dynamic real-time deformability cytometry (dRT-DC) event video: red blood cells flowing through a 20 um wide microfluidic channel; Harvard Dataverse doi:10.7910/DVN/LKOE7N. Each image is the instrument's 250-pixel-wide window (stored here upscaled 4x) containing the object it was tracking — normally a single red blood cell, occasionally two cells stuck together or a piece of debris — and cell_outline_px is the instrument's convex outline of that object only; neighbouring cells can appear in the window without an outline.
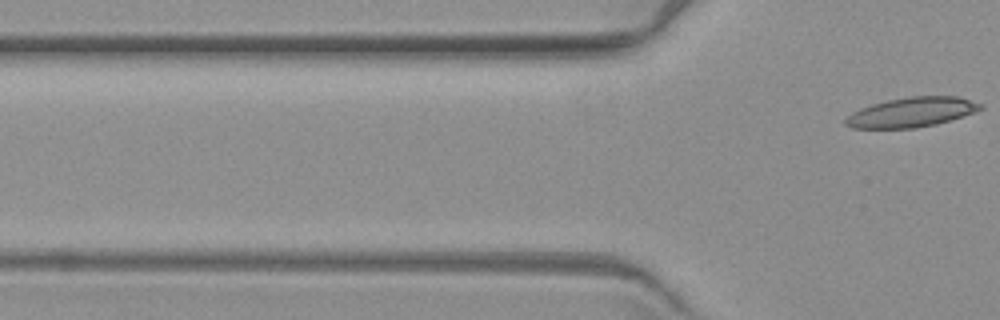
{"species": "common noctule bat (a hibernating species)", "species_latin": "Nyctalus noctula", "temperature_condition": "warm", "stored_images_in_passage": 6, "camera_frame_rate_fps": 3000, "um_per_image_px": 0.085, "animal": {"sex": "female", "body_mass_g": 19.3, "forearm_length_mm": 54.1}, "frame": {"image": 1, "passage_image": 6, "time_ms": 7.333, "image_size_px": [1000, 320], "cell_outline_px": [[984, 108], [976, 112], [936, 124], [916, 128], [852, 128], [844, 124], [844, 120], [852, 112], [860, 108], [872, 104], [888, 100], [912, 96], [956, 96], [984, 104]], "centroid_in_image_um": [77.5, 9.54], "position_along_channel_um": 48.3, "area_um2": 23.35}}